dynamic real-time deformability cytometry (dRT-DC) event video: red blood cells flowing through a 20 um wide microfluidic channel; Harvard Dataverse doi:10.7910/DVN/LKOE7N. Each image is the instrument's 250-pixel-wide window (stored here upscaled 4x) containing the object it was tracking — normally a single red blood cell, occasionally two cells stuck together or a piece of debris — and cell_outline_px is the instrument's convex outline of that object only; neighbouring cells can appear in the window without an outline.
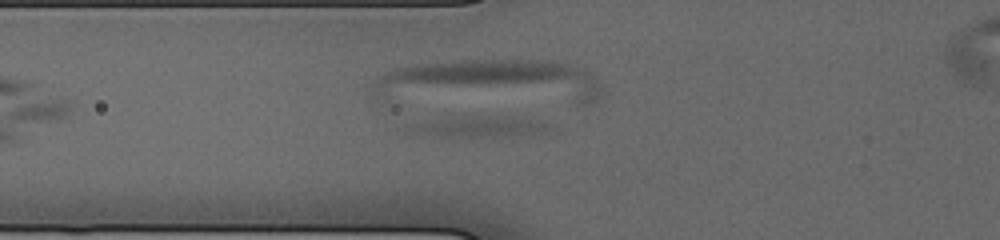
{"species": "human", "species_latin": "Homo sapiens", "temperature_condition": "cold", "stored_images_in_passage": 3, "camera_frame_rate_fps": 3000, "um_per_image_px": 0.085, "donor": {"sex": "male"}, "frame": {"image": 1, "passage_image": 2, "time_ms": 0.333, "image_size_px": [1000, 240], "cell_outline_px": [[552, 128], [548, 132], [536, 136], [472, 140], [424, 136], [408, 132], [408, 124], [452, 116], [508, 116], [540, 120], [548, 124]], "centroid_in_image_um": [40.78, 10.84], "position_along_channel_um": 85.0, "area_um2": 19.48}}